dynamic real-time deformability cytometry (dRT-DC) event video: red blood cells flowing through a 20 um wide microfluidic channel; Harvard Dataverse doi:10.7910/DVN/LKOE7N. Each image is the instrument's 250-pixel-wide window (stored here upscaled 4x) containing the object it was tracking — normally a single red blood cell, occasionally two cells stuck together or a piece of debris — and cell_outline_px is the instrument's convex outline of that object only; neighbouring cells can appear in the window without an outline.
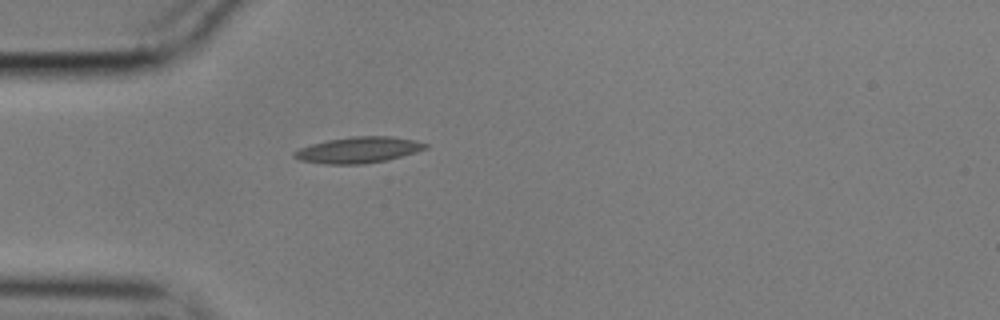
{"species": "common noctule bat (a hibernating species)", "species_latin": "Nyctalus noctula", "temperature_condition": "cold", "stored_images_in_passage": 42, "camera_frame_rate_fps": 3000, "um_per_image_px": 0.085, "animal": {"sex": "male", "body_mass_g": 17.9}, "frame": {"image": 1, "passage_image": 1, "time_ms": 0.0, "image_size_px": [1000, 320], "cell_outline_px": [[428, 148], [416, 152], [388, 160], [364, 164], [324, 164], [300, 160], [292, 156], [292, 152], [300, 148], [312, 144], [328, 140], [352, 136], [388, 136], [412, 140], [428, 144]], "centroid_in_image_um": [30.45, 12.75], "position_along_channel_um": 54.6, "area_um2": 19.88}}
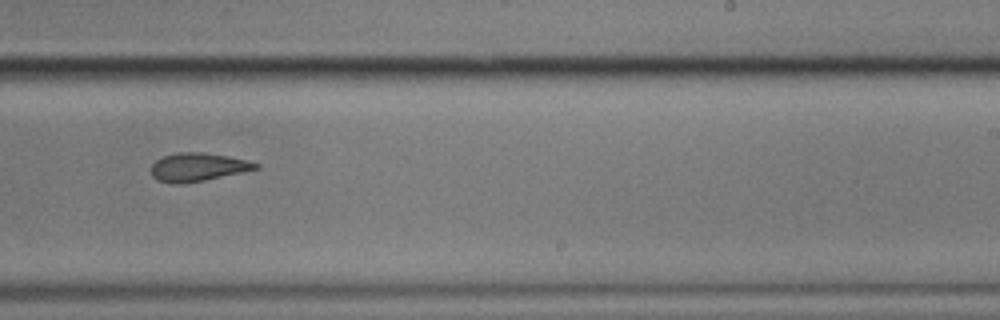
{"frame": {"image": 2, "passage_image": 20, "time_ms": 6.333, "image_size_px": [1000, 320], "cell_outline_px": [[260, 168], [244, 172], [184, 184], [172, 184], [156, 180], [152, 176], [152, 164], [156, 160], [164, 156], [180, 152], [200, 152], [228, 156], [260, 164]], "centroid_in_image_um": [16.8, 14.22], "position_along_channel_um": 272.2, "area_um2": 17.22}}
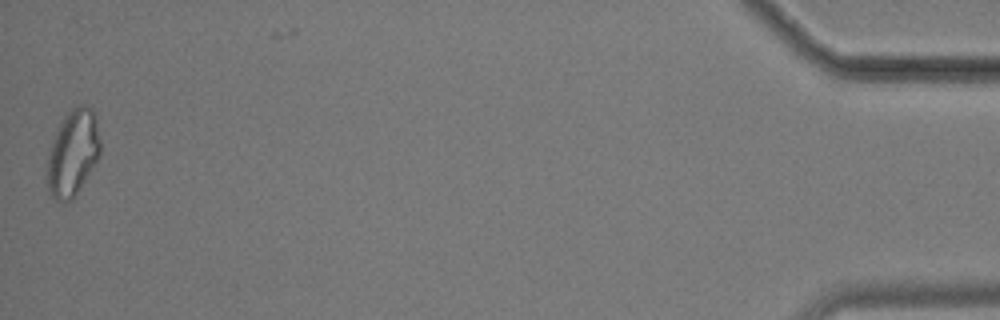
{"frame": {"image": 3, "passage_image": 41, "time_ms": 13.333, "image_size_px": [1000, 320], "cell_outline_px": [[100, 152], [96, 160], [72, 200], [68, 204], [60, 204], [52, 196], [48, 188], [48, 156], [52, 140], [64, 116], [72, 108], [80, 104], [84, 104], [92, 108], [96, 112], [100, 140]], "centroid_in_image_um": [6.2, 12.98], "position_along_channel_um": 429.0, "area_um2": 26.53}, "authors_computed_cell_mechanics": {"area_um2": 17.8891, "velocity_mm_per_s": 3.5365, "shape_relaxation_time_tau1_ms": 8.0057, "shape_relaxation_time_tau2_ms": 3.6579, "deformation_change_tau1": 0.1893, "deformation_change_tau2": 0.103}}